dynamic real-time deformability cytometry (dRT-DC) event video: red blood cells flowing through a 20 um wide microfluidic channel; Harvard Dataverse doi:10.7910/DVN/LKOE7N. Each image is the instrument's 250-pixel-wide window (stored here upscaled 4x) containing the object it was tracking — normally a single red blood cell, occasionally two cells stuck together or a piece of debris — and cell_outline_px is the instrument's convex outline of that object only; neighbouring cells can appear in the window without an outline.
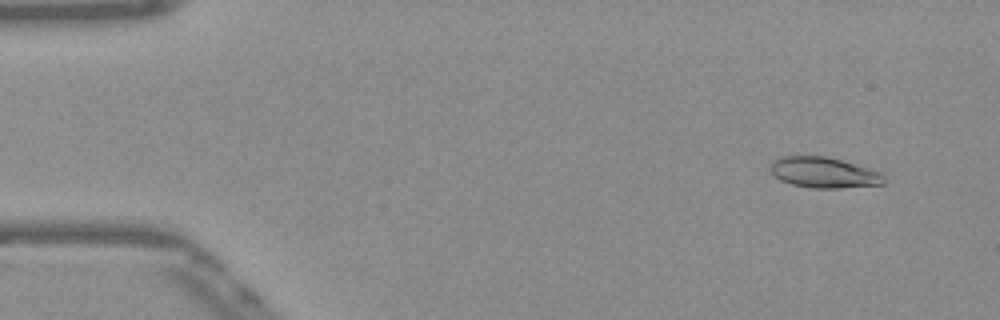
{"species": "Egyptian fruit bat (a non-hibernating species)", "species_latin": "Rousettus aegyptiacus", "temperature_condition": "warm", "stored_images_in_passage": 52, "camera_frame_rate_fps": 3000, "um_per_image_px": 0.085, "frame": {"image": 1, "passage_image": 4, "time_ms": 1.0, "image_size_px": [1000, 320], "cell_outline_px": [[884, 184], [840, 188], [812, 188], [792, 184], [780, 180], [768, 168], [772, 160], [780, 156], [824, 156], [840, 160], [884, 172]], "centroid_in_image_um": [70.02, 14.66], "position_along_channel_um": 15.0, "area_um2": 20.4}}
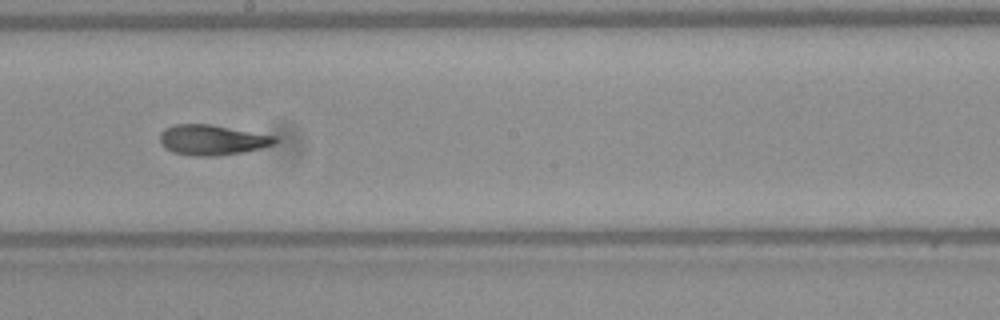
{"frame": {"image": 2, "passage_image": 29, "time_ms": 9.333, "image_size_px": [1000, 320], "cell_outline_px": [[280, 140], [272, 144], [260, 148], [244, 152], [216, 156], [192, 156], [172, 152], [164, 148], [160, 144], [160, 132], [164, 128], [176, 124], [212, 124], [276, 136]], "centroid_in_image_um": [18.0, 11.89], "position_along_channel_um": 230.2, "area_um2": 20.52}}
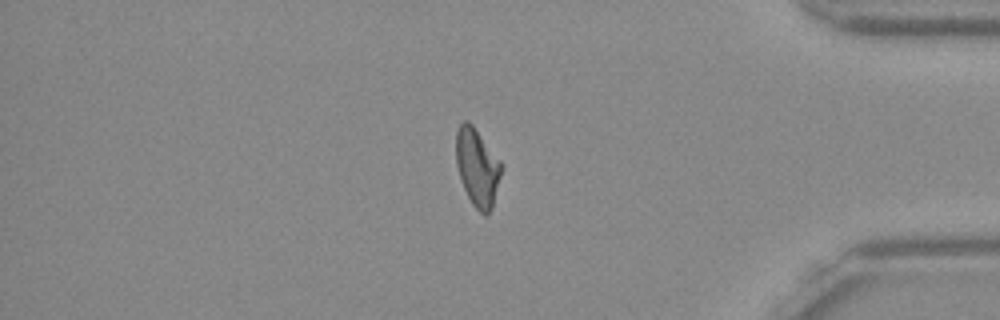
{"frame": {"image": 3, "passage_image": 44, "time_ms": 14.333, "image_size_px": [1000, 320], "cell_outline_px": [[504, 168], [492, 208], [484, 216], [472, 204], [460, 180], [456, 164], [456, 132], [460, 124], [464, 120], [468, 120], [472, 124], [500, 160]], "centroid_in_image_um": [40.58, 14.22], "position_along_channel_um": 394.6, "area_um2": 20.69}, "authors_computed_cell_mechanics": {"area_um2": 20.4034, "velocity_mm_per_s": 3.8749, "shape_relaxation_time_tau1_ms": 11.1305, "shape_relaxation_time_tau2_ms": 2.9189, "deformation_change_tau1": 0.2989, "deformation_change_tau2": 0.1104}}